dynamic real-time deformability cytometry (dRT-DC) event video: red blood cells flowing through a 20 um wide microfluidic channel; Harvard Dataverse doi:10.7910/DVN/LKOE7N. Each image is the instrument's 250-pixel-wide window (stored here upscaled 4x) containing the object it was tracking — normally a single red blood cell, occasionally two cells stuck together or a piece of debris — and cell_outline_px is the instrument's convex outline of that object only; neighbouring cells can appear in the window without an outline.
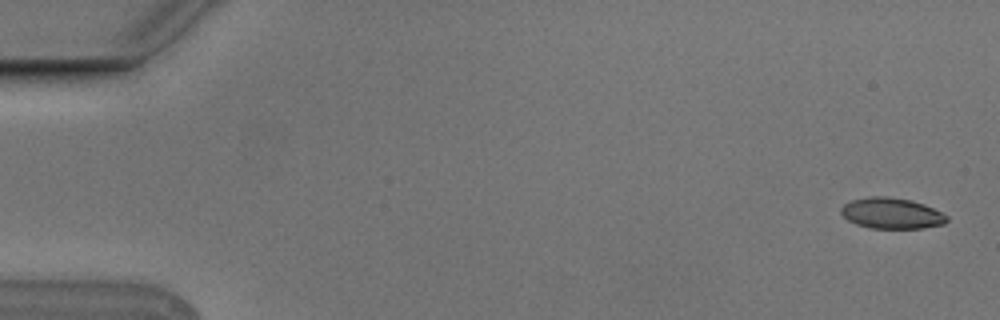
{"species": "Egyptian fruit bat (a non-hibernating species)", "species_latin": "Rousettus aegyptiacus", "temperature_condition": "cold", "stored_images_in_passage": 5, "camera_frame_rate_fps": 3000, "um_per_image_px": 0.085, "animal": {"sex": "male"}, "frame": {"image": 1, "passage_image": 1, "time_ms": 0.0, "image_size_px": [1000, 320], "cell_outline_px": [[948, 220], [944, 224], [920, 228], [868, 228], [856, 224], [848, 220], [840, 212], [840, 208], [844, 204], [852, 200], [868, 196], [888, 196], [912, 200], [924, 204], [948, 216]], "centroid_in_image_um": [75.76, 18.12], "position_along_channel_um": 9.2, "area_um2": 19.07}}